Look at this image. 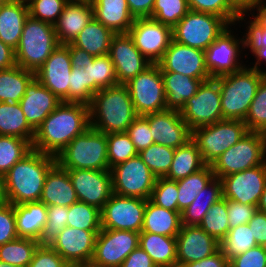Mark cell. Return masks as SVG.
I'll return each mask as SVG.
<instances>
[{
  "instance_id": "83f0119b",
  "label": "cell",
  "mask_w": 266,
  "mask_h": 267,
  "mask_svg": "<svg viewBox=\"0 0 266 267\" xmlns=\"http://www.w3.org/2000/svg\"><path fill=\"white\" fill-rule=\"evenodd\" d=\"M28 16L27 1L12 0L2 4L0 8V40L15 50Z\"/></svg>"
},
{
  "instance_id": "f5cc1de1",
  "label": "cell",
  "mask_w": 266,
  "mask_h": 267,
  "mask_svg": "<svg viewBox=\"0 0 266 267\" xmlns=\"http://www.w3.org/2000/svg\"><path fill=\"white\" fill-rule=\"evenodd\" d=\"M177 197V181L161 177L157 178L149 200L159 207L178 211Z\"/></svg>"
},
{
  "instance_id": "e0dca14e",
  "label": "cell",
  "mask_w": 266,
  "mask_h": 267,
  "mask_svg": "<svg viewBox=\"0 0 266 267\" xmlns=\"http://www.w3.org/2000/svg\"><path fill=\"white\" fill-rule=\"evenodd\" d=\"M223 198L257 206L266 185V163L221 178Z\"/></svg>"
},
{
  "instance_id": "9f6ffc18",
  "label": "cell",
  "mask_w": 266,
  "mask_h": 267,
  "mask_svg": "<svg viewBox=\"0 0 266 267\" xmlns=\"http://www.w3.org/2000/svg\"><path fill=\"white\" fill-rule=\"evenodd\" d=\"M93 96L88 90L87 68H72L69 85V102L89 105Z\"/></svg>"
},
{
  "instance_id": "d6a6232c",
  "label": "cell",
  "mask_w": 266,
  "mask_h": 267,
  "mask_svg": "<svg viewBox=\"0 0 266 267\" xmlns=\"http://www.w3.org/2000/svg\"><path fill=\"white\" fill-rule=\"evenodd\" d=\"M139 246L157 267H177L176 237L140 232Z\"/></svg>"
},
{
  "instance_id": "e575fe53",
  "label": "cell",
  "mask_w": 266,
  "mask_h": 267,
  "mask_svg": "<svg viewBox=\"0 0 266 267\" xmlns=\"http://www.w3.org/2000/svg\"><path fill=\"white\" fill-rule=\"evenodd\" d=\"M115 33L95 18L77 35L72 44L91 54L101 56L109 54L112 37Z\"/></svg>"
},
{
  "instance_id": "484cf974",
  "label": "cell",
  "mask_w": 266,
  "mask_h": 267,
  "mask_svg": "<svg viewBox=\"0 0 266 267\" xmlns=\"http://www.w3.org/2000/svg\"><path fill=\"white\" fill-rule=\"evenodd\" d=\"M94 18L90 2L68 1L63 12L54 24L60 45L72 43L84 27Z\"/></svg>"
},
{
  "instance_id": "f35d334b",
  "label": "cell",
  "mask_w": 266,
  "mask_h": 267,
  "mask_svg": "<svg viewBox=\"0 0 266 267\" xmlns=\"http://www.w3.org/2000/svg\"><path fill=\"white\" fill-rule=\"evenodd\" d=\"M214 178L215 175L211 165H206L200 171L178 180V212L181 213L185 210L193 202L198 193Z\"/></svg>"
},
{
  "instance_id": "60d3db41",
  "label": "cell",
  "mask_w": 266,
  "mask_h": 267,
  "mask_svg": "<svg viewBox=\"0 0 266 267\" xmlns=\"http://www.w3.org/2000/svg\"><path fill=\"white\" fill-rule=\"evenodd\" d=\"M39 242L29 238H17L0 245V261L11 265L28 267Z\"/></svg>"
},
{
  "instance_id": "d590c367",
  "label": "cell",
  "mask_w": 266,
  "mask_h": 267,
  "mask_svg": "<svg viewBox=\"0 0 266 267\" xmlns=\"http://www.w3.org/2000/svg\"><path fill=\"white\" fill-rule=\"evenodd\" d=\"M206 166L196 143L190 139L175 149L174 158L166 178L178 181Z\"/></svg>"
},
{
  "instance_id": "52a82bcc",
  "label": "cell",
  "mask_w": 266,
  "mask_h": 267,
  "mask_svg": "<svg viewBox=\"0 0 266 267\" xmlns=\"http://www.w3.org/2000/svg\"><path fill=\"white\" fill-rule=\"evenodd\" d=\"M247 132L244 121L223 119L214 124L194 128L191 131V139L196 143L204 163L212 165Z\"/></svg>"
},
{
  "instance_id": "74e56055",
  "label": "cell",
  "mask_w": 266,
  "mask_h": 267,
  "mask_svg": "<svg viewBox=\"0 0 266 267\" xmlns=\"http://www.w3.org/2000/svg\"><path fill=\"white\" fill-rule=\"evenodd\" d=\"M0 135L19 137L32 144L35 131L27 123L19 103L0 102Z\"/></svg>"
},
{
  "instance_id": "deb4b68c",
  "label": "cell",
  "mask_w": 266,
  "mask_h": 267,
  "mask_svg": "<svg viewBox=\"0 0 266 267\" xmlns=\"http://www.w3.org/2000/svg\"><path fill=\"white\" fill-rule=\"evenodd\" d=\"M12 0H0V4H5V3H8V2H11Z\"/></svg>"
},
{
  "instance_id": "91938a15",
  "label": "cell",
  "mask_w": 266,
  "mask_h": 267,
  "mask_svg": "<svg viewBox=\"0 0 266 267\" xmlns=\"http://www.w3.org/2000/svg\"><path fill=\"white\" fill-rule=\"evenodd\" d=\"M64 259L50 246L40 245L36 248L28 267H68Z\"/></svg>"
},
{
  "instance_id": "836d02e7",
  "label": "cell",
  "mask_w": 266,
  "mask_h": 267,
  "mask_svg": "<svg viewBox=\"0 0 266 267\" xmlns=\"http://www.w3.org/2000/svg\"><path fill=\"white\" fill-rule=\"evenodd\" d=\"M222 198V181L215 177L198 193L193 202L181 212V224L199 226L207 210Z\"/></svg>"
},
{
  "instance_id": "ee69618b",
  "label": "cell",
  "mask_w": 266,
  "mask_h": 267,
  "mask_svg": "<svg viewBox=\"0 0 266 267\" xmlns=\"http://www.w3.org/2000/svg\"><path fill=\"white\" fill-rule=\"evenodd\" d=\"M227 214V199L222 198L207 210L199 226L221 242L230 230Z\"/></svg>"
},
{
  "instance_id": "09005b40",
  "label": "cell",
  "mask_w": 266,
  "mask_h": 267,
  "mask_svg": "<svg viewBox=\"0 0 266 267\" xmlns=\"http://www.w3.org/2000/svg\"><path fill=\"white\" fill-rule=\"evenodd\" d=\"M266 0H262V6H261V10L265 11L266 12V3H265Z\"/></svg>"
},
{
  "instance_id": "f546056e",
  "label": "cell",
  "mask_w": 266,
  "mask_h": 267,
  "mask_svg": "<svg viewBox=\"0 0 266 267\" xmlns=\"http://www.w3.org/2000/svg\"><path fill=\"white\" fill-rule=\"evenodd\" d=\"M18 238L38 241L47 222V206L39 202L14 205Z\"/></svg>"
},
{
  "instance_id": "db71d44e",
  "label": "cell",
  "mask_w": 266,
  "mask_h": 267,
  "mask_svg": "<svg viewBox=\"0 0 266 267\" xmlns=\"http://www.w3.org/2000/svg\"><path fill=\"white\" fill-rule=\"evenodd\" d=\"M68 207L53 205L47 206V222L43 228L40 245H49L58 233L67 226Z\"/></svg>"
},
{
  "instance_id": "b9f144b4",
  "label": "cell",
  "mask_w": 266,
  "mask_h": 267,
  "mask_svg": "<svg viewBox=\"0 0 266 267\" xmlns=\"http://www.w3.org/2000/svg\"><path fill=\"white\" fill-rule=\"evenodd\" d=\"M256 246L258 245L248 224L230 229L220 242V249L228 261Z\"/></svg>"
},
{
  "instance_id": "4316f807",
  "label": "cell",
  "mask_w": 266,
  "mask_h": 267,
  "mask_svg": "<svg viewBox=\"0 0 266 267\" xmlns=\"http://www.w3.org/2000/svg\"><path fill=\"white\" fill-rule=\"evenodd\" d=\"M40 202L46 206L60 205L64 207L78 202L68 171L57 163L46 175Z\"/></svg>"
},
{
  "instance_id": "4fadbf2b",
  "label": "cell",
  "mask_w": 266,
  "mask_h": 267,
  "mask_svg": "<svg viewBox=\"0 0 266 267\" xmlns=\"http://www.w3.org/2000/svg\"><path fill=\"white\" fill-rule=\"evenodd\" d=\"M146 200L112 194L101 210L102 229L142 231Z\"/></svg>"
},
{
  "instance_id": "e7e4bbea",
  "label": "cell",
  "mask_w": 266,
  "mask_h": 267,
  "mask_svg": "<svg viewBox=\"0 0 266 267\" xmlns=\"http://www.w3.org/2000/svg\"><path fill=\"white\" fill-rule=\"evenodd\" d=\"M120 267H157L150 256L138 246L123 261Z\"/></svg>"
},
{
  "instance_id": "f1b7e54d",
  "label": "cell",
  "mask_w": 266,
  "mask_h": 267,
  "mask_svg": "<svg viewBox=\"0 0 266 267\" xmlns=\"http://www.w3.org/2000/svg\"><path fill=\"white\" fill-rule=\"evenodd\" d=\"M94 18L115 34L128 33L134 22L127 0H91Z\"/></svg>"
},
{
  "instance_id": "5b68a950",
  "label": "cell",
  "mask_w": 266,
  "mask_h": 267,
  "mask_svg": "<svg viewBox=\"0 0 266 267\" xmlns=\"http://www.w3.org/2000/svg\"><path fill=\"white\" fill-rule=\"evenodd\" d=\"M56 157L65 170H110L106 134L89 127L76 136Z\"/></svg>"
},
{
  "instance_id": "6f0895ef",
  "label": "cell",
  "mask_w": 266,
  "mask_h": 267,
  "mask_svg": "<svg viewBox=\"0 0 266 267\" xmlns=\"http://www.w3.org/2000/svg\"><path fill=\"white\" fill-rule=\"evenodd\" d=\"M126 133L138 153L154 143L149 121L144 116H137L127 128Z\"/></svg>"
},
{
  "instance_id": "4dcf8cb0",
  "label": "cell",
  "mask_w": 266,
  "mask_h": 267,
  "mask_svg": "<svg viewBox=\"0 0 266 267\" xmlns=\"http://www.w3.org/2000/svg\"><path fill=\"white\" fill-rule=\"evenodd\" d=\"M166 94V109L181 111L188 99L197 93L201 79L177 72H161Z\"/></svg>"
},
{
  "instance_id": "7a4b0ae2",
  "label": "cell",
  "mask_w": 266,
  "mask_h": 267,
  "mask_svg": "<svg viewBox=\"0 0 266 267\" xmlns=\"http://www.w3.org/2000/svg\"><path fill=\"white\" fill-rule=\"evenodd\" d=\"M137 116L125 84L99 90L89 104L90 127L105 134L126 132Z\"/></svg>"
},
{
  "instance_id": "1f68e13d",
  "label": "cell",
  "mask_w": 266,
  "mask_h": 267,
  "mask_svg": "<svg viewBox=\"0 0 266 267\" xmlns=\"http://www.w3.org/2000/svg\"><path fill=\"white\" fill-rule=\"evenodd\" d=\"M181 213L159 207L146 200L141 232L176 237L181 229Z\"/></svg>"
},
{
  "instance_id": "d6986e66",
  "label": "cell",
  "mask_w": 266,
  "mask_h": 267,
  "mask_svg": "<svg viewBox=\"0 0 266 267\" xmlns=\"http://www.w3.org/2000/svg\"><path fill=\"white\" fill-rule=\"evenodd\" d=\"M157 64L161 72H177L203 82L211 79L206 68L204 51L180 44L173 39Z\"/></svg>"
},
{
  "instance_id": "9c48e42d",
  "label": "cell",
  "mask_w": 266,
  "mask_h": 267,
  "mask_svg": "<svg viewBox=\"0 0 266 267\" xmlns=\"http://www.w3.org/2000/svg\"><path fill=\"white\" fill-rule=\"evenodd\" d=\"M264 163L261 132L248 131L236 144L229 147L211 165L215 177L221 179Z\"/></svg>"
},
{
  "instance_id": "d4e9b609",
  "label": "cell",
  "mask_w": 266,
  "mask_h": 267,
  "mask_svg": "<svg viewBox=\"0 0 266 267\" xmlns=\"http://www.w3.org/2000/svg\"><path fill=\"white\" fill-rule=\"evenodd\" d=\"M61 100L36 78L26 87L19 104L29 126L35 131Z\"/></svg>"
},
{
  "instance_id": "44dd1931",
  "label": "cell",
  "mask_w": 266,
  "mask_h": 267,
  "mask_svg": "<svg viewBox=\"0 0 266 267\" xmlns=\"http://www.w3.org/2000/svg\"><path fill=\"white\" fill-rule=\"evenodd\" d=\"M108 55L114 64L119 84L127 83L151 65L136 48L129 33H119L112 37Z\"/></svg>"
},
{
  "instance_id": "816d5d0a",
  "label": "cell",
  "mask_w": 266,
  "mask_h": 267,
  "mask_svg": "<svg viewBox=\"0 0 266 267\" xmlns=\"http://www.w3.org/2000/svg\"><path fill=\"white\" fill-rule=\"evenodd\" d=\"M253 20L247 22L246 35H243V49L249 48L252 54L259 49L266 47V12L257 10V15L253 14Z\"/></svg>"
},
{
  "instance_id": "8fae6325",
  "label": "cell",
  "mask_w": 266,
  "mask_h": 267,
  "mask_svg": "<svg viewBox=\"0 0 266 267\" xmlns=\"http://www.w3.org/2000/svg\"><path fill=\"white\" fill-rule=\"evenodd\" d=\"M110 171L114 194L150 199L157 177L139 155L113 166Z\"/></svg>"
},
{
  "instance_id": "ab89813d",
  "label": "cell",
  "mask_w": 266,
  "mask_h": 267,
  "mask_svg": "<svg viewBox=\"0 0 266 267\" xmlns=\"http://www.w3.org/2000/svg\"><path fill=\"white\" fill-rule=\"evenodd\" d=\"M88 90L94 95L103 88L118 85L114 64L108 54L95 56L93 63H88Z\"/></svg>"
},
{
  "instance_id": "11e5206c",
  "label": "cell",
  "mask_w": 266,
  "mask_h": 267,
  "mask_svg": "<svg viewBox=\"0 0 266 267\" xmlns=\"http://www.w3.org/2000/svg\"><path fill=\"white\" fill-rule=\"evenodd\" d=\"M76 267H107L94 262L93 260L84 261L75 265Z\"/></svg>"
},
{
  "instance_id": "cb8c5ba5",
  "label": "cell",
  "mask_w": 266,
  "mask_h": 267,
  "mask_svg": "<svg viewBox=\"0 0 266 267\" xmlns=\"http://www.w3.org/2000/svg\"><path fill=\"white\" fill-rule=\"evenodd\" d=\"M149 121L154 143L174 149L191 139V130L175 110H164L144 116Z\"/></svg>"
},
{
  "instance_id": "753ad0ef",
  "label": "cell",
  "mask_w": 266,
  "mask_h": 267,
  "mask_svg": "<svg viewBox=\"0 0 266 267\" xmlns=\"http://www.w3.org/2000/svg\"><path fill=\"white\" fill-rule=\"evenodd\" d=\"M9 203L4 174L0 173V205Z\"/></svg>"
},
{
  "instance_id": "7dc6e473",
  "label": "cell",
  "mask_w": 266,
  "mask_h": 267,
  "mask_svg": "<svg viewBox=\"0 0 266 267\" xmlns=\"http://www.w3.org/2000/svg\"><path fill=\"white\" fill-rule=\"evenodd\" d=\"M190 10L218 15L230 25L246 21L247 12H240L229 0H187Z\"/></svg>"
},
{
  "instance_id": "f907efd6",
  "label": "cell",
  "mask_w": 266,
  "mask_h": 267,
  "mask_svg": "<svg viewBox=\"0 0 266 267\" xmlns=\"http://www.w3.org/2000/svg\"><path fill=\"white\" fill-rule=\"evenodd\" d=\"M244 123L248 131H266V77L260 82Z\"/></svg>"
},
{
  "instance_id": "680465c9",
  "label": "cell",
  "mask_w": 266,
  "mask_h": 267,
  "mask_svg": "<svg viewBox=\"0 0 266 267\" xmlns=\"http://www.w3.org/2000/svg\"><path fill=\"white\" fill-rule=\"evenodd\" d=\"M17 238L14 205L11 203L0 205V245Z\"/></svg>"
},
{
  "instance_id": "89a4df30",
  "label": "cell",
  "mask_w": 266,
  "mask_h": 267,
  "mask_svg": "<svg viewBox=\"0 0 266 267\" xmlns=\"http://www.w3.org/2000/svg\"><path fill=\"white\" fill-rule=\"evenodd\" d=\"M15 65V50L0 40V70L8 69Z\"/></svg>"
},
{
  "instance_id": "2644e50d",
  "label": "cell",
  "mask_w": 266,
  "mask_h": 267,
  "mask_svg": "<svg viewBox=\"0 0 266 267\" xmlns=\"http://www.w3.org/2000/svg\"><path fill=\"white\" fill-rule=\"evenodd\" d=\"M240 12H248L260 10L262 0H229ZM256 8V9H255ZM252 9V10H251Z\"/></svg>"
},
{
  "instance_id": "bcb514c9",
  "label": "cell",
  "mask_w": 266,
  "mask_h": 267,
  "mask_svg": "<svg viewBox=\"0 0 266 267\" xmlns=\"http://www.w3.org/2000/svg\"><path fill=\"white\" fill-rule=\"evenodd\" d=\"M175 149L161 144L153 143L138 153L139 157L157 177H166L169 172Z\"/></svg>"
},
{
  "instance_id": "9a60e30c",
  "label": "cell",
  "mask_w": 266,
  "mask_h": 267,
  "mask_svg": "<svg viewBox=\"0 0 266 267\" xmlns=\"http://www.w3.org/2000/svg\"><path fill=\"white\" fill-rule=\"evenodd\" d=\"M136 48L151 63L157 64L173 39L172 28L152 18H136L129 30Z\"/></svg>"
},
{
  "instance_id": "8d00e7d4",
  "label": "cell",
  "mask_w": 266,
  "mask_h": 267,
  "mask_svg": "<svg viewBox=\"0 0 266 267\" xmlns=\"http://www.w3.org/2000/svg\"><path fill=\"white\" fill-rule=\"evenodd\" d=\"M35 73L19 65L0 70V102L19 103Z\"/></svg>"
},
{
  "instance_id": "f6af8a7d",
  "label": "cell",
  "mask_w": 266,
  "mask_h": 267,
  "mask_svg": "<svg viewBox=\"0 0 266 267\" xmlns=\"http://www.w3.org/2000/svg\"><path fill=\"white\" fill-rule=\"evenodd\" d=\"M67 226L83 230L100 231L101 210L84 202L68 207Z\"/></svg>"
},
{
  "instance_id": "6da1fadb",
  "label": "cell",
  "mask_w": 266,
  "mask_h": 267,
  "mask_svg": "<svg viewBox=\"0 0 266 267\" xmlns=\"http://www.w3.org/2000/svg\"><path fill=\"white\" fill-rule=\"evenodd\" d=\"M89 127V105L61 102L35 130L32 148L56 156Z\"/></svg>"
},
{
  "instance_id": "ffe728a7",
  "label": "cell",
  "mask_w": 266,
  "mask_h": 267,
  "mask_svg": "<svg viewBox=\"0 0 266 267\" xmlns=\"http://www.w3.org/2000/svg\"><path fill=\"white\" fill-rule=\"evenodd\" d=\"M72 68L69 48L59 45L36 71L35 78L62 102H69Z\"/></svg>"
},
{
  "instance_id": "7402d4cb",
  "label": "cell",
  "mask_w": 266,
  "mask_h": 267,
  "mask_svg": "<svg viewBox=\"0 0 266 267\" xmlns=\"http://www.w3.org/2000/svg\"><path fill=\"white\" fill-rule=\"evenodd\" d=\"M99 232L66 226L49 245L68 265H76L92 260Z\"/></svg>"
},
{
  "instance_id": "7bdbcfd3",
  "label": "cell",
  "mask_w": 266,
  "mask_h": 267,
  "mask_svg": "<svg viewBox=\"0 0 266 267\" xmlns=\"http://www.w3.org/2000/svg\"><path fill=\"white\" fill-rule=\"evenodd\" d=\"M32 150V144L28 140L0 135V173L5 175Z\"/></svg>"
},
{
  "instance_id": "681fc988",
  "label": "cell",
  "mask_w": 266,
  "mask_h": 267,
  "mask_svg": "<svg viewBox=\"0 0 266 267\" xmlns=\"http://www.w3.org/2000/svg\"><path fill=\"white\" fill-rule=\"evenodd\" d=\"M189 10L187 0H155L151 18L173 28Z\"/></svg>"
},
{
  "instance_id": "03108f58",
  "label": "cell",
  "mask_w": 266,
  "mask_h": 267,
  "mask_svg": "<svg viewBox=\"0 0 266 267\" xmlns=\"http://www.w3.org/2000/svg\"><path fill=\"white\" fill-rule=\"evenodd\" d=\"M131 15L136 18H151L155 0H127Z\"/></svg>"
},
{
  "instance_id": "2a66077c",
  "label": "cell",
  "mask_w": 266,
  "mask_h": 267,
  "mask_svg": "<svg viewBox=\"0 0 266 267\" xmlns=\"http://www.w3.org/2000/svg\"><path fill=\"white\" fill-rule=\"evenodd\" d=\"M263 138V146H264V162L266 163V131L261 132Z\"/></svg>"
},
{
  "instance_id": "b9fcfbb0",
  "label": "cell",
  "mask_w": 266,
  "mask_h": 267,
  "mask_svg": "<svg viewBox=\"0 0 266 267\" xmlns=\"http://www.w3.org/2000/svg\"><path fill=\"white\" fill-rule=\"evenodd\" d=\"M0 267H20V266H15V265H11L6 262L0 261Z\"/></svg>"
},
{
  "instance_id": "8c879c8a",
  "label": "cell",
  "mask_w": 266,
  "mask_h": 267,
  "mask_svg": "<svg viewBox=\"0 0 266 267\" xmlns=\"http://www.w3.org/2000/svg\"><path fill=\"white\" fill-rule=\"evenodd\" d=\"M253 55H255V58H256L257 61L255 62L254 66H251L249 68L258 70V71H260V72H262L263 74L266 75V70L265 69L261 70V67H259L260 65H262L263 62L266 63V47H263L262 49H259Z\"/></svg>"
},
{
  "instance_id": "6125c7cd",
  "label": "cell",
  "mask_w": 266,
  "mask_h": 267,
  "mask_svg": "<svg viewBox=\"0 0 266 267\" xmlns=\"http://www.w3.org/2000/svg\"><path fill=\"white\" fill-rule=\"evenodd\" d=\"M229 267H266V247L256 246L229 260Z\"/></svg>"
},
{
  "instance_id": "11a10c76",
  "label": "cell",
  "mask_w": 266,
  "mask_h": 267,
  "mask_svg": "<svg viewBox=\"0 0 266 267\" xmlns=\"http://www.w3.org/2000/svg\"><path fill=\"white\" fill-rule=\"evenodd\" d=\"M27 3L32 18L54 25L68 0H27Z\"/></svg>"
},
{
  "instance_id": "2e32d148",
  "label": "cell",
  "mask_w": 266,
  "mask_h": 267,
  "mask_svg": "<svg viewBox=\"0 0 266 267\" xmlns=\"http://www.w3.org/2000/svg\"><path fill=\"white\" fill-rule=\"evenodd\" d=\"M139 234L128 230L101 229L96 238L92 260L107 267H120L139 246Z\"/></svg>"
},
{
  "instance_id": "003e7915",
  "label": "cell",
  "mask_w": 266,
  "mask_h": 267,
  "mask_svg": "<svg viewBox=\"0 0 266 267\" xmlns=\"http://www.w3.org/2000/svg\"><path fill=\"white\" fill-rule=\"evenodd\" d=\"M179 267H229V261L226 259L222 250L219 249L213 255L197 262L182 264Z\"/></svg>"
},
{
  "instance_id": "c3c4849f",
  "label": "cell",
  "mask_w": 266,
  "mask_h": 267,
  "mask_svg": "<svg viewBox=\"0 0 266 267\" xmlns=\"http://www.w3.org/2000/svg\"><path fill=\"white\" fill-rule=\"evenodd\" d=\"M109 168L138 155L126 132L106 134Z\"/></svg>"
},
{
  "instance_id": "94428289",
  "label": "cell",
  "mask_w": 266,
  "mask_h": 267,
  "mask_svg": "<svg viewBox=\"0 0 266 267\" xmlns=\"http://www.w3.org/2000/svg\"><path fill=\"white\" fill-rule=\"evenodd\" d=\"M257 210V206L227 200V215L230 229L239 225L248 224L249 220L254 216Z\"/></svg>"
},
{
  "instance_id": "603a6c76",
  "label": "cell",
  "mask_w": 266,
  "mask_h": 267,
  "mask_svg": "<svg viewBox=\"0 0 266 267\" xmlns=\"http://www.w3.org/2000/svg\"><path fill=\"white\" fill-rule=\"evenodd\" d=\"M176 241L177 267L205 259L220 249V242L197 225H182Z\"/></svg>"
},
{
  "instance_id": "30bf717a",
  "label": "cell",
  "mask_w": 266,
  "mask_h": 267,
  "mask_svg": "<svg viewBox=\"0 0 266 267\" xmlns=\"http://www.w3.org/2000/svg\"><path fill=\"white\" fill-rule=\"evenodd\" d=\"M125 85L138 116L167 110L164 83L158 64H151Z\"/></svg>"
},
{
  "instance_id": "7c38bea8",
  "label": "cell",
  "mask_w": 266,
  "mask_h": 267,
  "mask_svg": "<svg viewBox=\"0 0 266 267\" xmlns=\"http://www.w3.org/2000/svg\"><path fill=\"white\" fill-rule=\"evenodd\" d=\"M180 113L191 131L223 120L219 82L215 78L202 82Z\"/></svg>"
},
{
  "instance_id": "979ff035",
  "label": "cell",
  "mask_w": 266,
  "mask_h": 267,
  "mask_svg": "<svg viewBox=\"0 0 266 267\" xmlns=\"http://www.w3.org/2000/svg\"><path fill=\"white\" fill-rule=\"evenodd\" d=\"M68 1H77V2H90L91 0H68Z\"/></svg>"
},
{
  "instance_id": "ac0fdd59",
  "label": "cell",
  "mask_w": 266,
  "mask_h": 267,
  "mask_svg": "<svg viewBox=\"0 0 266 267\" xmlns=\"http://www.w3.org/2000/svg\"><path fill=\"white\" fill-rule=\"evenodd\" d=\"M76 191L78 201L102 210L113 194L110 170H67Z\"/></svg>"
},
{
  "instance_id": "34e18365",
  "label": "cell",
  "mask_w": 266,
  "mask_h": 267,
  "mask_svg": "<svg viewBox=\"0 0 266 267\" xmlns=\"http://www.w3.org/2000/svg\"><path fill=\"white\" fill-rule=\"evenodd\" d=\"M258 211L266 213V185L257 205Z\"/></svg>"
},
{
  "instance_id": "be15d7a7",
  "label": "cell",
  "mask_w": 266,
  "mask_h": 267,
  "mask_svg": "<svg viewBox=\"0 0 266 267\" xmlns=\"http://www.w3.org/2000/svg\"><path fill=\"white\" fill-rule=\"evenodd\" d=\"M248 225L257 245L266 247V213L257 210L249 220Z\"/></svg>"
},
{
  "instance_id": "3957f363",
  "label": "cell",
  "mask_w": 266,
  "mask_h": 267,
  "mask_svg": "<svg viewBox=\"0 0 266 267\" xmlns=\"http://www.w3.org/2000/svg\"><path fill=\"white\" fill-rule=\"evenodd\" d=\"M55 164V156L35 150L18 161L4 175L9 203L39 202L46 175Z\"/></svg>"
},
{
  "instance_id": "ba28073f",
  "label": "cell",
  "mask_w": 266,
  "mask_h": 267,
  "mask_svg": "<svg viewBox=\"0 0 266 267\" xmlns=\"http://www.w3.org/2000/svg\"><path fill=\"white\" fill-rule=\"evenodd\" d=\"M230 24L222 17L189 10L173 28V40L205 51Z\"/></svg>"
},
{
  "instance_id": "5bb4252c",
  "label": "cell",
  "mask_w": 266,
  "mask_h": 267,
  "mask_svg": "<svg viewBox=\"0 0 266 267\" xmlns=\"http://www.w3.org/2000/svg\"><path fill=\"white\" fill-rule=\"evenodd\" d=\"M232 26L222 32L204 51L206 68L211 78L238 72L245 67L239 62L240 55L243 54L240 51L243 49V38L237 39V36L231 33L234 32L231 30Z\"/></svg>"
},
{
  "instance_id": "277c9868",
  "label": "cell",
  "mask_w": 266,
  "mask_h": 267,
  "mask_svg": "<svg viewBox=\"0 0 266 267\" xmlns=\"http://www.w3.org/2000/svg\"><path fill=\"white\" fill-rule=\"evenodd\" d=\"M265 77L262 72L245 66L238 72L215 78L220 86L223 119L244 121Z\"/></svg>"
},
{
  "instance_id": "a7ac6f4b",
  "label": "cell",
  "mask_w": 266,
  "mask_h": 267,
  "mask_svg": "<svg viewBox=\"0 0 266 267\" xmlns=\"http://www.w3.org/2000/svg\"><path fill=\"white\" fill-rule=\"evenodd\" d=\"M69 48L70 58L73 68H84L88 63H93L94 57L83 49L74 46L72 43L66 44Z\"/></svg>"
},
{
  "instance_id": "8992f818",
  "label": "cell",
  "mask_w": 266,
  "mask_h": 267,
  "mask_svg": "<svg viewBox=\"0 0 266 267\" xmlns=\"http://www.w3.org/2000/svg\"><path fill=\"white\" fill-rule=\"evenodd\" d=\"M59 45L54 25L29 15L15 49L16 65L36 73Z\"/></svg>"
}]
</instances>
